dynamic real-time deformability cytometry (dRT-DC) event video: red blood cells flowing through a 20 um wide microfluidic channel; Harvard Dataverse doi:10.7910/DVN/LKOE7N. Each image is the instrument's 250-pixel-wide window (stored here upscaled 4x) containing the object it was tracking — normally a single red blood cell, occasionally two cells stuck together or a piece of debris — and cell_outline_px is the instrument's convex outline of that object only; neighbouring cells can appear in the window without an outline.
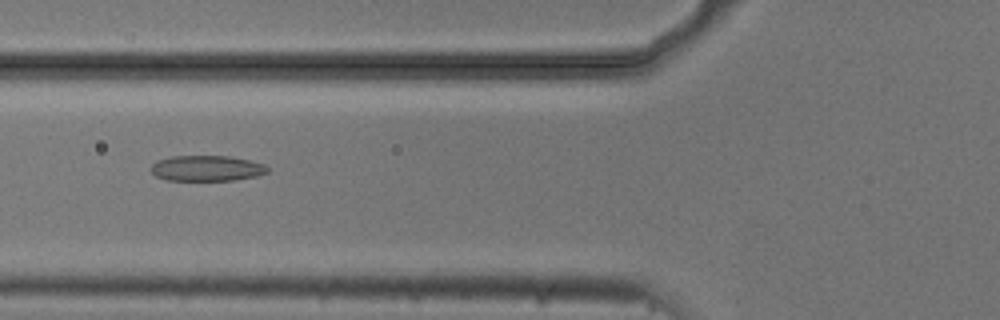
{"species": "common noctule bat (a hibernating species)", "species_latin": "Nyctalus noctula", "temperature_condition": "cold", "stored_images_in_passage": 7, "camera_frame_rate_fps": 3000, "um_per_image_px": 0.085, "animal": {"sex": "male", "body_mass_g": 20.5, "forearm_length_mm": 52.5}, "frame": {"image": 1, "passage_image": 6, "time_ms": 1.667, "image_size_px": [1000, 320], "cell_outline_px": [[268, 172], [256, 176], [232, 180], [168, 180], [156, 176], [152, 172], [152, 164], [156, 160], [172, 156], [232, 156], [264, 164], [268, 168]], "centroid_in_image_um": [17.57, 14.29], "position_along_channel_um": 108.2, "area_um2": 17.28}}
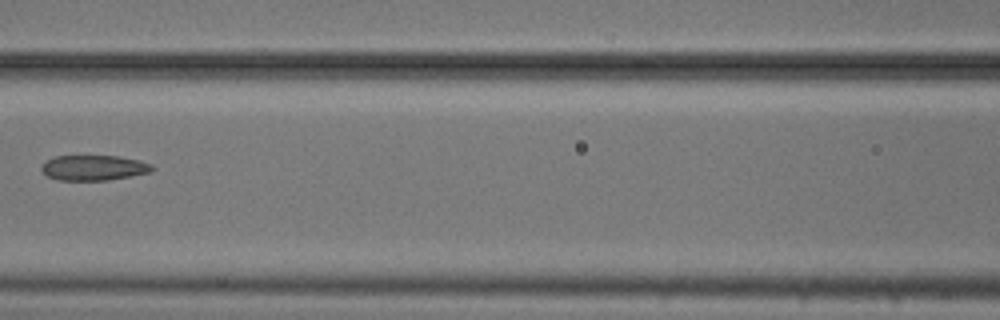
{"frame": {"image": 2, "passage_image": 7, "time_ms": 2.0, "image_size_px": [1000, 320], "cell_outline_px": [[156, 168], [152, 172], [108, 180], [56, 180], [48, 176], [40, 168], [44, 160], [56, 156], [120, 156], [140, 160], [152, 164]], "centroid_in_image_um": [7.99, 14.25], "position_along_channel_um": 158.6, "area_um2": 16.47}}